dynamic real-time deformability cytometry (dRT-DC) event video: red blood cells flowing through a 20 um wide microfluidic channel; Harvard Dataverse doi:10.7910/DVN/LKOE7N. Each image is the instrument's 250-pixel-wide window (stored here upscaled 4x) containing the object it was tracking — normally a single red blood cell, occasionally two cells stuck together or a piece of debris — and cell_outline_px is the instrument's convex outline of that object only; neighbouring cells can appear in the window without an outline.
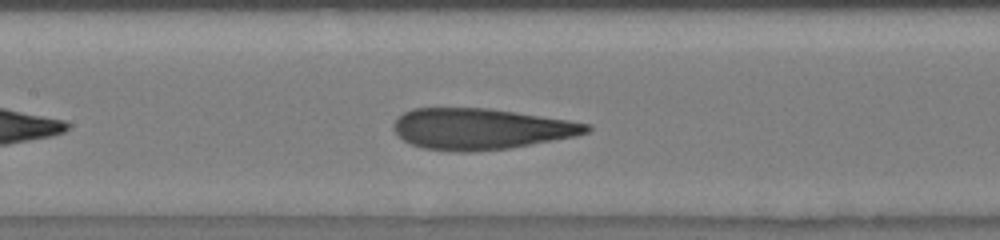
{"species": "human", "species_latin": "Homo sapiens", "temperature_condition": "room temperature", "stored_images_in_passage": 28, "camera_frame_rate_fps": 3000, "um_per_image_px": 0.085, "donor": {"sex": "male"}, "frame": {"image": 1, "passage_image": 16, "time_ms": 6.333, "image_size_px": [1000, 240], "cell_outline_px": [[592, 128], [588, 132], [576, 136], [508, 148], [468, 152], [456, 152], [424, 148], [412, 144], [396, 136], [392, 128], [392, 124], [404, 112], [412, 108], [488, 108], [516, 112], [568, 120], [592, 124]], "centroid_in_image_um": [40.84, 10.95], "position_along_channel_um": 166.6, "area_um2": 46.12}}